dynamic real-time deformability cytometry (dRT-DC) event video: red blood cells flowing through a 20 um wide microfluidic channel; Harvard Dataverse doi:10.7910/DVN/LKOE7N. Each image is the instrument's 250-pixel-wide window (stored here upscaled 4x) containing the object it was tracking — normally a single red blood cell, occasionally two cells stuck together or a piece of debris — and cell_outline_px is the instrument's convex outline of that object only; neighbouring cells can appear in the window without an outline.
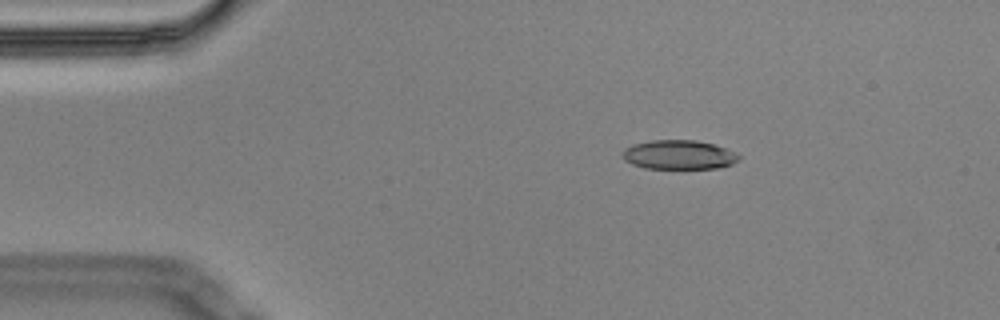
{"species": "Egyptian fruit bat (a non-hibernating species)", "species_latin": "Rousettus aegyptiacus", "temperature_condition": "cold", "stored_images_in_passage": 5, "camera_frame_rate_fps": 3000, "um_per_image_px": 0.085, "animal": {"sex": "male"}, "frame": {"image": 1, "passage_image": 3, "time_ms": 0.667, "image_size_px": [1000, 320], "cell_outline_px": [[740, 160], [732, 164], [720, 168], [644, 168], [632, 164], [624, 160], [620, 152], [624, 148], [632, 144], [652, 140], [696, 140], [712, 144], [736, 152], [740, 156]], "centroid_in_image_um": [57.68, 13.15], "position_along_channel_um": 27.3, "area_um2": 19.94}}